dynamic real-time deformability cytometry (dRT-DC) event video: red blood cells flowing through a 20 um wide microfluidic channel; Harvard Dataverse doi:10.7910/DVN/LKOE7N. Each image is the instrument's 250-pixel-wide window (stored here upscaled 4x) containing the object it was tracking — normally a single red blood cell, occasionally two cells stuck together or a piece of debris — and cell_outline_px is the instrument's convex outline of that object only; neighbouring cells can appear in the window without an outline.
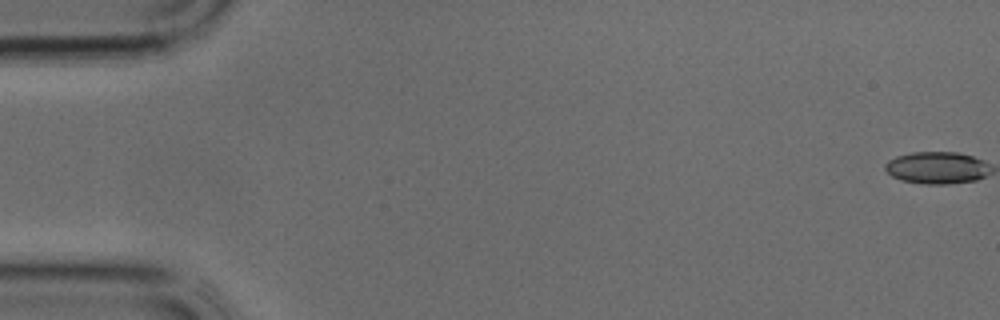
{"species": "common noctule bat (a hibernating species)", "species_latin": "Nyctalus noctula", "temperature_condition": "cold", "stored_images_in_passage": 36, "camera_frame_rate_fps": 3000, "um_per_image_px": 0.085, "animal": {"sex": "male", "body_mass_g": 17.9, "forearm_length_mm": 54.2}, "frame": {"image": 1, "passage_image": 1, "time_ms": 0.0, "image_size_px": [1000, 320], "cell_outline_px": [[980, 176], [968, 180], [908, 180], [896, 176], [888, 168], [904, 156], [932, 152], [940, 152], [968, 156], [976, 160]], "centroid_in_image_um": [79.55, 14.21], "position_along_channel_um": 5.4, "area_um2": 15.03}}
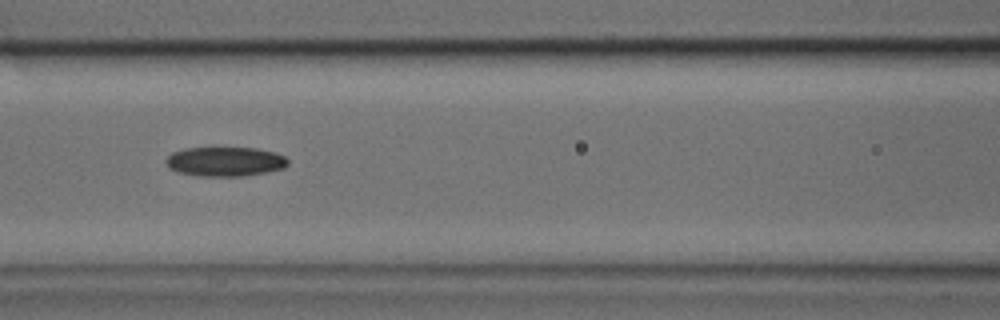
{"frame": {"image": 2, "passage_image": 17, "time_ms": 5.333, "image_size_px": [1000, 320], "cell_outline_px": [[284, 164], [272, 168], [252, 172], [196, 172], [180, 168], [172, 164], [168, 160], [172, 156], [184, 152], [208, 148], [240, 148], [264, 152], [280, 156], [284, 160]], "centroid_in_image_um": [19.2, 13.64], "position_along_channel_um": 147.4, "area_um2": 15.95}}
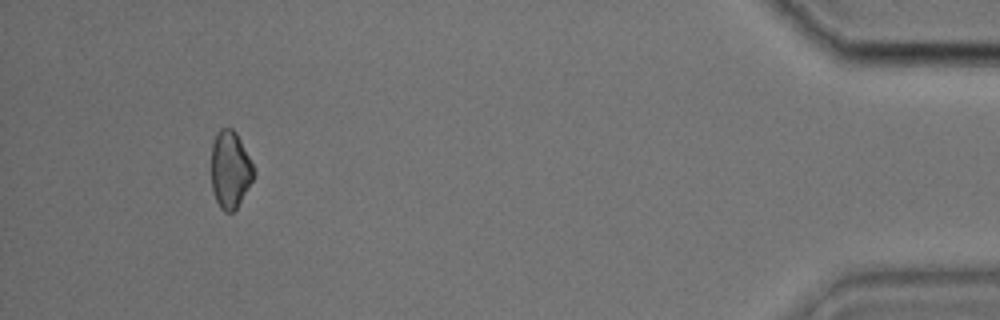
{"frame": {"image": 3, "passage_image": 36, "time_ms": 11.667, "image_size_px": [1000, 320], "cell_outline_px": [[252, 176], [248, 184], [236, 204], [232, 208], [220, 204], [216, 196], [212, 180], [212, 156], [216, 140], [232, 132], [236, 136], [252, 168]], "centroid_in_image_um": [19.54, 14.47], "position_along_channel_um": 415.7, "area_um2": 15.61}}